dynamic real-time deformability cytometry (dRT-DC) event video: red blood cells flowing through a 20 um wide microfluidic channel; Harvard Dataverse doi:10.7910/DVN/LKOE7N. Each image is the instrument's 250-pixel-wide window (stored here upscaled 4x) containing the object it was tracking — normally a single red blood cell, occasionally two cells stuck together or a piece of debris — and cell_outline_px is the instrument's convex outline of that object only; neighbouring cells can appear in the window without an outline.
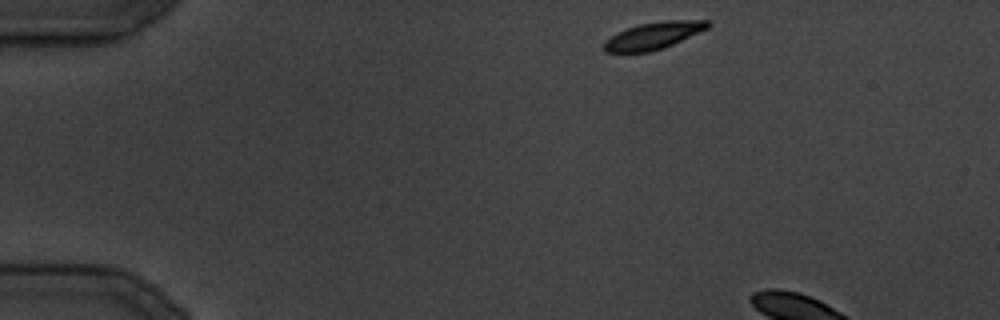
{"species": "common noctule bat (a hibernating species)", "species_latin": "Nyctalus noctula", "temperature_condition": "cold", "stored_images_in_passage": 4, "camera_frame_rate_fps": 3000, "um_per_image_px": 0.085, "animal": {"sex": "male", "body_mass_g": 19.5, "forearm_length_mm": 54.6}, "frame": {"image": 1, "passage_image": 1, "time_ms": 0.0, "image_size_px": [1000, 320], "cell_outline_px": [[712, 24], [708, 28], [664, 48], [648, 52], [604, 52], [604, 44], [616, 32], [640, 24], [664, 20], [708, 20]], "centroid_in_image_um": [55.58, 3.02], "position_along_channel_um": 29.4, "area_um2": 16.18}}